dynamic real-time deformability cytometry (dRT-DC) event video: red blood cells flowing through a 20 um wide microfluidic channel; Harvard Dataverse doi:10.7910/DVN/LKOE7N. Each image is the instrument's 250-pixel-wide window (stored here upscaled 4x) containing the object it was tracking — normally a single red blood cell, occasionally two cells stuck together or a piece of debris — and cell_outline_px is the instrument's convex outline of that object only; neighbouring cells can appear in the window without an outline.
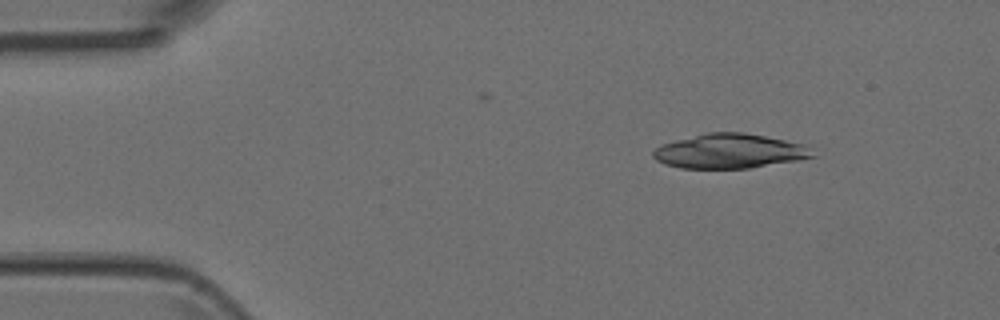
{"species": "Egyptian fruit bat (a non-hibernating species)", "species_latin": "Rousettus aegyptiacus", "temperature_condition": "room temperature", "stored_images_in_passage": 3, "camera_frame_rate_fps": 3000, "um_per_image_px": 0.085, "animal": {"sex": "female"}, "frame": {"image": 1, "passage_image": 1, "time_ms": 0.0, "image_size_px": [1000, 320], "cell_outline_px": [[816, 156], [796, 160], [748, 168], [680, 168], [664, 164], [656, 160], [652, 156], [652, 152], [660, 144], [708, 132], [744, 132], [804, 144]], "centroid_in_image_um": [61.96, 12.84], "position_along_channel_um": 23.0, "area_um2": 31.79}}